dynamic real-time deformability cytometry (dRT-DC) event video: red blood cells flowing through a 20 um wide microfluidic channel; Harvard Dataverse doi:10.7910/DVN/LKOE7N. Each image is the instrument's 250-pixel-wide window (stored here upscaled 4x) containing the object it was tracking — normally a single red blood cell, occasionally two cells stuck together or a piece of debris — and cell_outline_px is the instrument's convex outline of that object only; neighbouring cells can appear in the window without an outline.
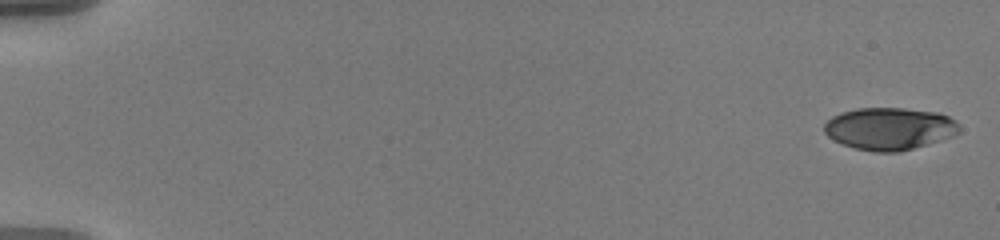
{"species": "human", "species_latin": "Homo sapiens", "temperature_condition": "warm", "stored_images_in_passage": 34, "camera_frame_rate_fps": 3000, "um_per_image_px": 0.085, "donor": {"sex": "male"}, "frame": {"image": 1, "passage_image": 1, "time_ms": 0.0, "image_size_px": [1000, 240], "cell_outline_px": [[960, 128], [956, 132], [948, 136], [900, 152], [876, 152], [856, 148], [844, 144], [828, 136], [824, 132], [824, 124], [832, 116], [840, 112], [856, 108], [904, 108], [936, 112], [948, 116], [956, 120], [960, 124]], "centroid_in_image_um": [75.56, 10.91], "position_along_channel_um": 9.4, "area_um2": 32.83}}
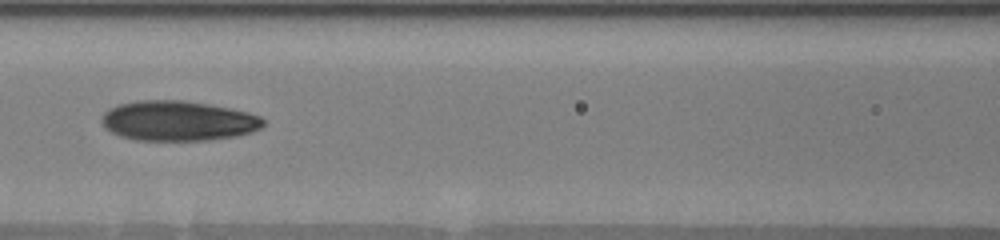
{"frame": {"image": 2, "passage_image": 18, "time_ms": 9.0, "image_size_px": [1000, 240], "cell_outline_px": [[264, 124], [260, 128], [252, 132], [236, 136], [208, 140], [136, 140], [120, 136], [104, 128], [100, 120], [104, 112], [120, 104], [136, 100], [184, 100], [208, 104], [248, 112], [260, 116], [264, 120]], "centroid_in_image_um": [15.12, 10.27], "position_along_channel_um": 151.5, "area_um2": 37.69}}
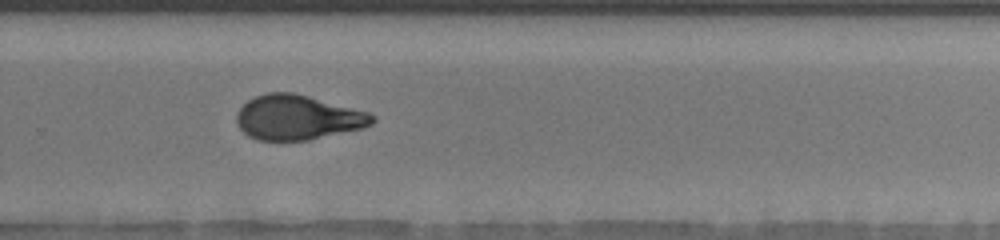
{"frame": {"image": 3, "passage_image": 25, "time_ms": 13.333, "image_size_px": [1000, 240], "cell_outline_px": [[376, 120], [372, 124], [364, 128], [308, 140], [256, 140], [248, 136], [240, 128], [236, 120], [236, 116], [240, 108], [248, 100], [256, 96], [268, 92], [292, 92], [308, 96], [368, 112], [376, 116]], "centroid_in_image_um": [25.31, 9.99], "position_along_channel_um": 304.5, "area_um2": 35.26}, "authors_computed_cell_mechanics": {"area_um2": 35.1713, "velocity_mm_per_s": 3.5434, "shape_relaxation_time_tau1_ms": 10.5599, "shape_relaxation_time_tau2_ms": 2.0707, "deformation_change_tau1": 0.2947, "deformation_change_tau2": 0.0842}}